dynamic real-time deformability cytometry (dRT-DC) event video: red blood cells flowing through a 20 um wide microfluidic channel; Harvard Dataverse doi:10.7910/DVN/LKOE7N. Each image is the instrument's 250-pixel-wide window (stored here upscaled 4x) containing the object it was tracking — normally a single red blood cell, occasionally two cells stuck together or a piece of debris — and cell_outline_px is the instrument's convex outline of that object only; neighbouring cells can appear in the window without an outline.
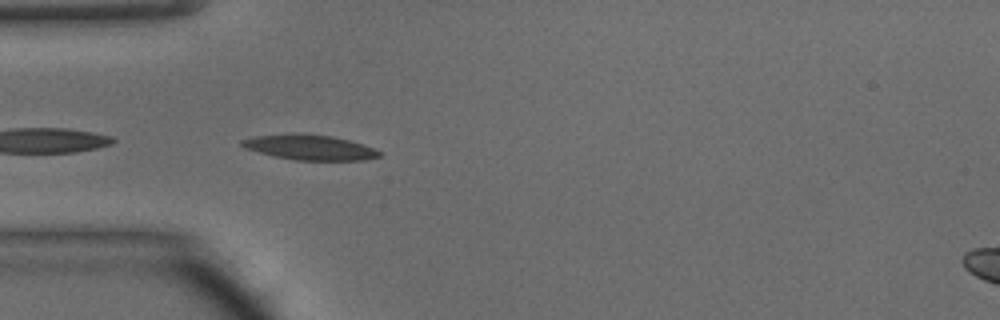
{"species": "common noctule bat (a hibernating species)", "species_latin": "Nyctalus noctula", "temperature_condition": "warm", "stored_images_in_passage": 8, "camera_frame_rate_fps": 3000, "um_per_image_px": 0.085, "animal": {"sex": "male", "body_mass_g": 15.6}, "frame": {"image": 1, "passage_image": 1, "time_ms": 0.0, "image_size_px": [1000, 320], "cell_outline_px": [[380, 156], [364, 160], [296, 160], [276, 156], [244, 148], [240, 144], [240, 140], [256, 136], [292, 132], [332, 136], [364, 144], [376, 148], [380, 152]], "centroid_in_image_um": [26.33, 12.51], "position_along_channel_um": 58.7, "area_um2": 20.17}}